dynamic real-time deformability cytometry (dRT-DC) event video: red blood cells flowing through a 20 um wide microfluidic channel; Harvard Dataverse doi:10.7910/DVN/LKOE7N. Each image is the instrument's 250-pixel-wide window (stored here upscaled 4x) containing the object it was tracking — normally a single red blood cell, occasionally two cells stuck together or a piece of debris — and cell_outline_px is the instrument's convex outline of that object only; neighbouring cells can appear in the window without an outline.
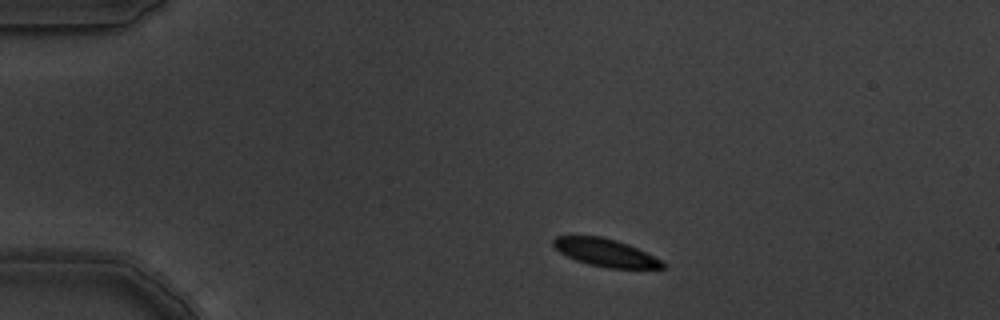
{"species": "common noctule bat (a hibernating species)", "species_latin": "Nyctalus noctula", "temperature_condition": "warm", "stored_images_in_passage": 4, "camera_frame_rate_fps": 3000, "um_per_image_px": 0.085, "animal": {"sex": "male", "body_mass_g": 19.5, "forearm_length_mm": 54.6}, "frame": {"image": 1, "passage_image": 1, "time_ms": 0.0, "image_size_px": [1000, 320], "cell_outline_px": [[668, 268], [608, 268], [588, 264], [576, 260], [560, 252], [552, 244], [552, 240], [556, 236], [600, 236], [616, 240], [628, 244], [668, 264]], "centroid_in_image_um": [51.47, 21.47], "position_along_channel_um": 33.5, "area_um2": 17.46}}